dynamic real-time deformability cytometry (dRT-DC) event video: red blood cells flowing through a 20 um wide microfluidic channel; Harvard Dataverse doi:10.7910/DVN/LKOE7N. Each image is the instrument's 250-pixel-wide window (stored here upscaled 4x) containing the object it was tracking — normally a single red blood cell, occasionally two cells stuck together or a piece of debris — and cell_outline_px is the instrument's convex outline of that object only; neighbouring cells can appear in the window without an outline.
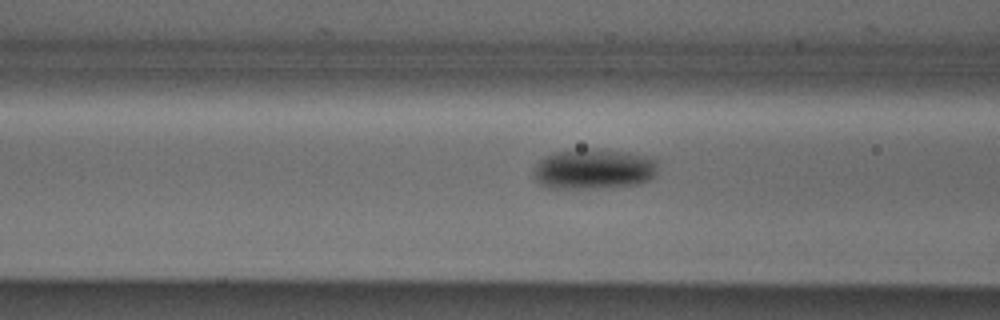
{"species": "Egyptian fruit bat (a non-hibernating species)", "species_latin": "Rousettus aegyptiacus", "temperature_condition": "cold", "stored_images_in_passage": 38, "camera_frame_rate_fps": 3000, "um_per_image_px": 0.085, "animal": {"sex": "male"}, "frame": {"image": 1, "passage_image": 13, "time_ms": 4.0, "image_size_px": [1000, 320], "cell_outline_px": [[656, 176], [652, 180], [640, 184], [604, 188], [552, 188], [540, 184], [532, 176], [532, 168], [544, 156], [552, 152], [576, 148], [588, 148], [628, 152], [648, 156], [656, 160]], "centroid_in_image_um": [50.45, 14.36], "position_along_channel_um": 116.2, "area_um2": 29.94}}
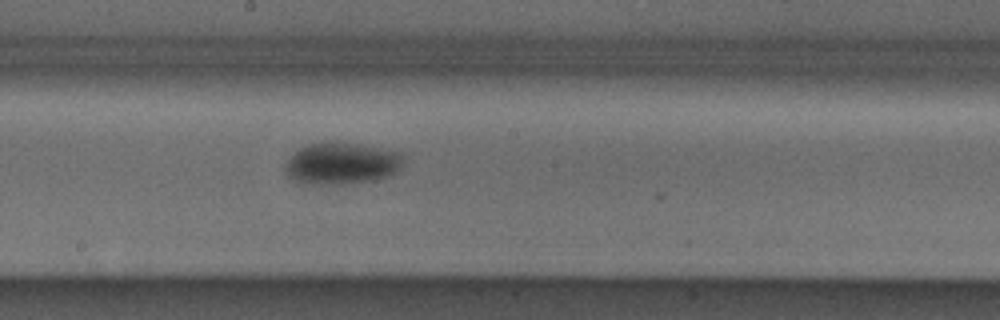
{"frame": {"image": 2, "passage_image": 21, "time_ms": 6.667, "image_size_px": [1000, 320], "cell_outline_px": [[404, 164], [400, 172], [376, 180], [352, 184], [312, 184], [296, 180], [288, 176], [284, 168], [284, 164], [300, 148], [308, 144], [360, 144], [400, 152], [404, 156]], "centroid_in_image_um": [29.13, 13.93], "position_along_channel_um": 219.1, "area_um2": 28.61}}
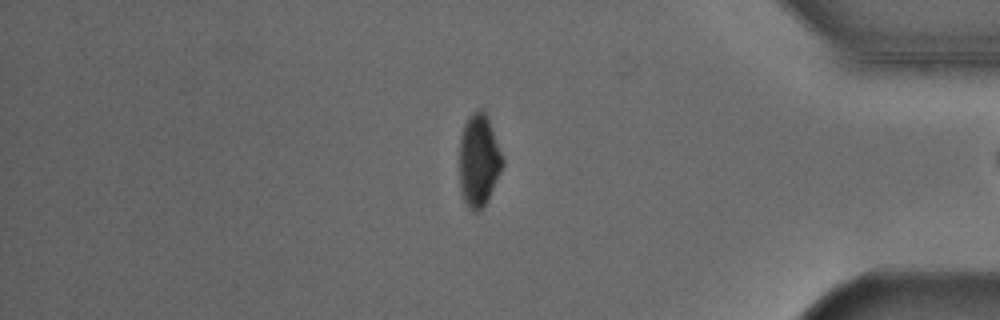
{"frame": {"image": 3, "passage_image": 37, "time_ms": 12.0, "image_size_px": [1000, 320], "cell_outline_px": [[504, 164], [488, 200], [480, 212], [472, 212], [468, 208], [464, 200], [460, 188], [460, 136], [464, 124], [468, 116], [476, 108], [480, 108], [484, 112], [488, 120], [504, 160]], "centroid_in_image_um": [40.68, 13.66], "position_along_channel_um": 394.5, "area_um2": 23.24}}